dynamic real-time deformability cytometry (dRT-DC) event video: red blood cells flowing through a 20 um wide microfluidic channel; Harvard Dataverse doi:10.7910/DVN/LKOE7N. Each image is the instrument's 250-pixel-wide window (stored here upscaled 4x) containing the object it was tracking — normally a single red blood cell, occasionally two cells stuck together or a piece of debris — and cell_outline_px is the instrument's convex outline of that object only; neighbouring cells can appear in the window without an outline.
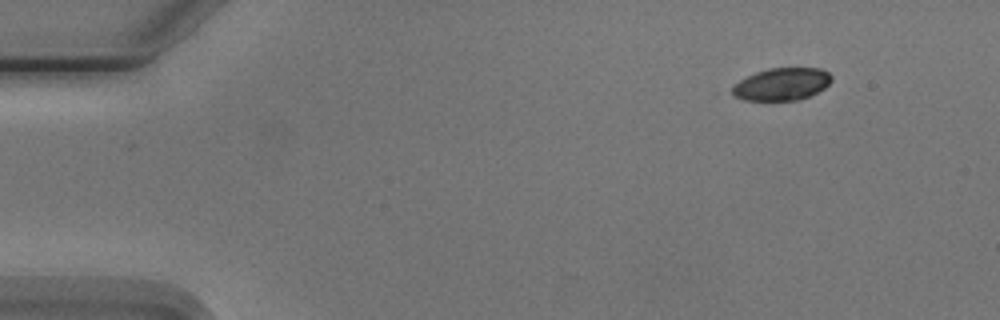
{"species": "Egyptian fruit bat (a non-hibernating species)", "species_latin": "Rousettus aegyptiacus", "temperature_condition": "cold", "stored_images_in_passage": 5, "camera_frame_rate_fps": 3000, "um_per_image_px": 0.085, "animal": {"sex": "male"}, "frame": {"image": 1, "passage_image": 1, "time_ms": 0.0, "image_size_px": [1000, 320], "cell_outline_px": [[832, 80], [824, 88], [808, 96], [796, 100], [744, 100], [732, 96], [732, 88], [740, 80], [756, 72], [768, 68], [820, 68], [828, 72], [832, 76]], "centroid_in_image_um": [66.45, 7.15], "position_along_channel_um": 18.6, "area_um2": 18.61}}
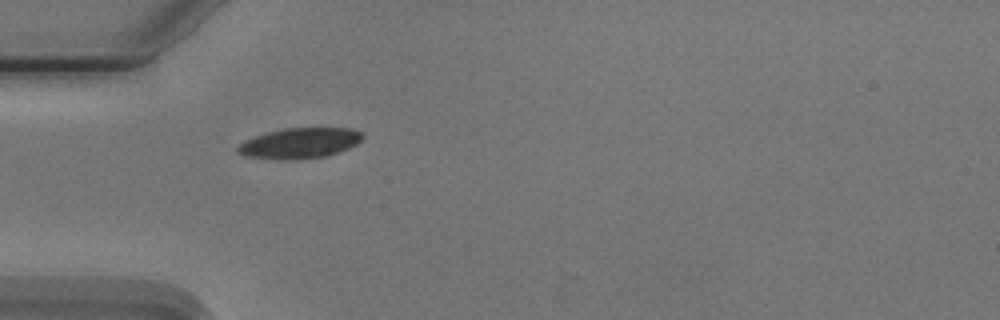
{"frame": {"image": 2, "passage_image": 4, "time_ms": 3.667, "image_size_px": [1000, 320], "cell_outline_px": [[364, 136], [356, 144], [348, 148], [324, 156], [300, 160], [284, 160], [248, 156], [236, 152], [236, 148], [244, 140], [268, 132], [288, 128], [352, 128], [360, 132]], "centroid_in_image_um": [25.46, 12.17], "position_along_channel_um": 59.5, "area_um2": 21.96}}
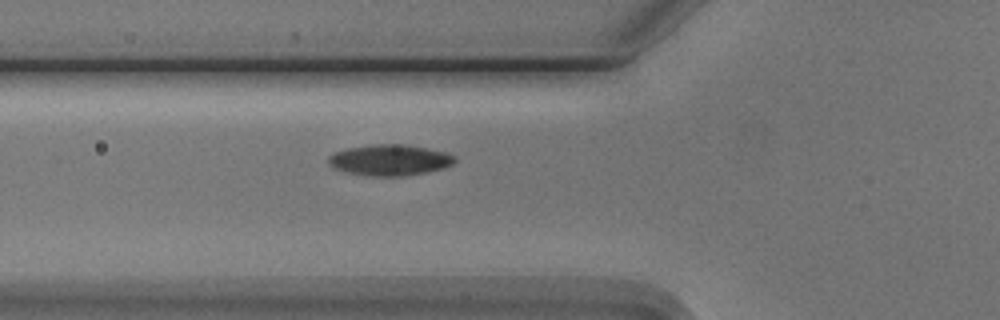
{"frame": {"image": 3, "passage_image": 5, "time_ms": 4.667, "image_size_px": [1000, 320], "cell_outline_px": [[456, 160], [452, 164], [444, 168], [428, 172], [404, 176], [368, 176], [348, 172], [336, 168], [328, 164], [328, 156], [332, 152], [348, 148], [372, 144], [404, 144], [444, 152], [456, 156]], "centroid_in_image_um": [33.12, 13.6], "position_along_channel_um": 92.7, "area_um2": 22.83}}